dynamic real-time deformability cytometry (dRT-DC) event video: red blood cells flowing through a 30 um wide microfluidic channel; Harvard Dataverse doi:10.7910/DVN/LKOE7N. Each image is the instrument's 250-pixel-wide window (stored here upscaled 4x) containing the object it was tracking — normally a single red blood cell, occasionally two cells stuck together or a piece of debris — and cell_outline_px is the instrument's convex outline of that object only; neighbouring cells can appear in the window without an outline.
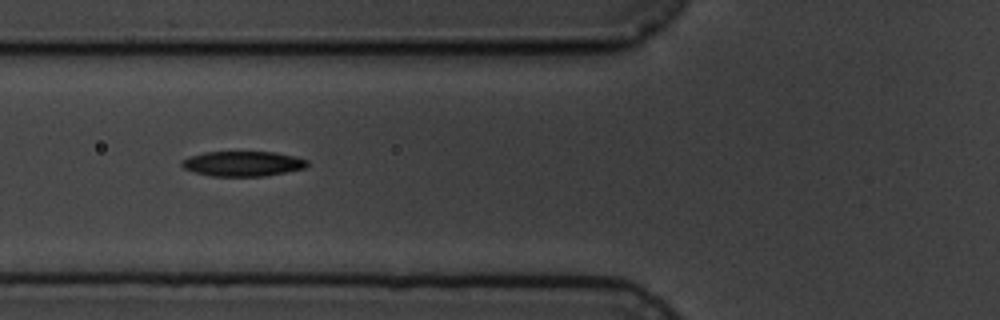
{"species": "common noctule bat (a hibernating species)", "species_latin": "Nyctalus noctula", "temperature_condition": "cold", "stored_images_in_passage": 8, "camera_frame_rate_fps": 3000, "um_per_image_px": 0.085, "animal": {"sex": "male", "body_mass_g": 19.5, "forearm_length_mm": 54.6}, "frame": {"image": 1, "passage_image": 6, "time_ms": 5.667, "image_size_px": [1000, 320], "cell_outline_px": [[308, 164], [304, 168], [264, 176], [212, 176], [196, 172], [184, 168], [180, 164], [180, 160], [188, 156], [204, 152], [276, 152], [308, 160]], "centroid_in_image_um": [20.59, 13.9], "position_along_channel_um": 105.2, "area_um2": 18.21}}
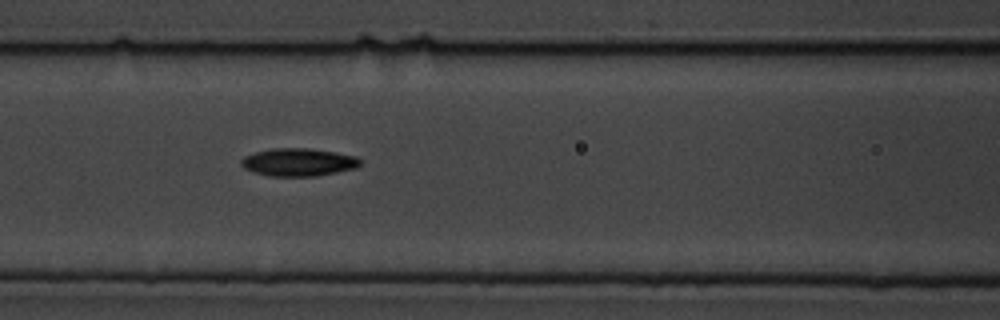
{"frame": {"image": 2, "passage_image": 7, "time_ms": 6.667, "image_size_px": [1000, 320], "cell_outline_px": [[360, 164], [356, 168], [316, 176], [268, 176], [244, 168], [240, 164], [240, 160], [244, 156], [256, 152], [272, 148], [308, 148], [336, 152], [356, 156], [360, 160]], "centroid_in_image_um": [25.36, 13.78], "position_along_channel_um": 141.2, "area_um2": 19.25}}
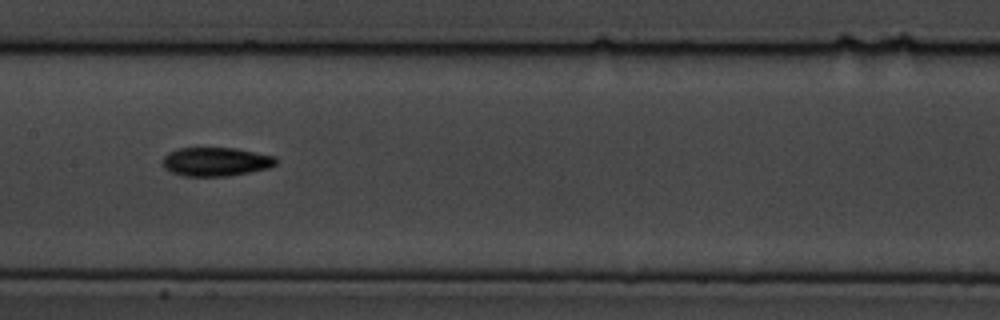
{"frame": {"image": 3, "passage_image": 8, "time_ms": 8.0, "image_size_px": [1000, 320], "cell_outline_px": [[280, 160], [276, 164], [268, 168], [228, 176], [184, 176], [172, 172], [164, 168], [164, 156], [168, 152], [176, 148], [236, 148], [276, 156]], "centroid_in_image_um": [18.38, 13.73], "position_along_channel_um": 189.0, "area_um2": 19.07}}